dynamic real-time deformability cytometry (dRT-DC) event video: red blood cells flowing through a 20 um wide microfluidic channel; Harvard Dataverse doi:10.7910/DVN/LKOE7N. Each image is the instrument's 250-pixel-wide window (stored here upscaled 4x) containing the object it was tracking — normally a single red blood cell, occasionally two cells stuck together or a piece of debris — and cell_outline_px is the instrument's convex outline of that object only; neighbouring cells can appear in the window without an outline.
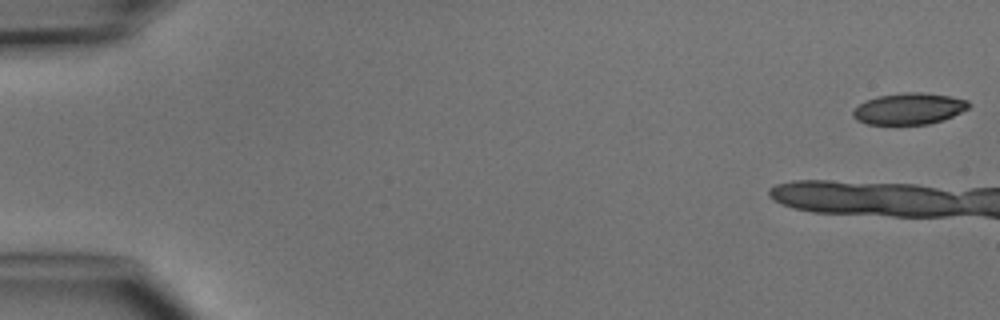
{"species": "common noctule bat (a hibernating species)", "species_latin": "Nyctalus noctula", "temperature_condition": "cold", "stored_images_in_passage": 6, "camera_frame_rate_fps": 3000, "um_per_image_px": 0.085, "animal": {"sex": "male", "body_mass_g": 15.6}, "frame": {"image": 1, "passage_image": 1, "time_ms": 0.0, "image_size_px": [1000, 320], "cell_outline_px": [[972, 104], [968, 108], [952, 116], [928, 124], [868, 124], [856, 120], [852, 116], [852, 112], [864, 100], [876, 96], [904, 92], [924, 92], [948, 96], [968, 100]], "centroid_in_image_um": [77.24, 9.23], "position_along_channel_um": 7.8, "area_um2": 21.15}}